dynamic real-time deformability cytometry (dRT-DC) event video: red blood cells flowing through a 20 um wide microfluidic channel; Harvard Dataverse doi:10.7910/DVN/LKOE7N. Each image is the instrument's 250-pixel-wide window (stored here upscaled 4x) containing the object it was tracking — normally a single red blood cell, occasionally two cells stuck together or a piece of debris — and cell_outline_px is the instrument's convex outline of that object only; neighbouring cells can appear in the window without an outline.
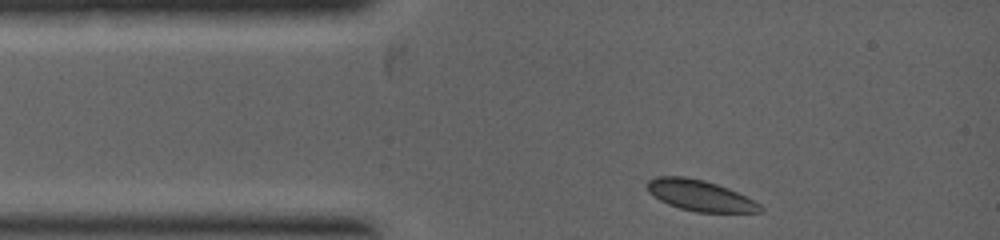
{"species": "common noctule bat (a hibernating species)", "species_latin": "Nyctalus noctula", "temperature_condition": "warm", "stored_images_in_passage": 3, "segment_of_instrument_passage": [1, 2], "camera_frame_rate_fps": 5000, "um_per_image_px": 0.085, "animal": {"sex": "female", "body_mass_g": 19.0, "forearm_length_mm": 53.3}, "frame": {"image": 1, "passage_image": 1, "time_ms": 0.0, "image_size_px": [1000, 240], "cell_outline_px": [[764, 212], [696, 212], [680, 208], [668, 204], [660, 200], [648, 192], [648, 180], [656, 176], [684, 176], [704, 180], [728, 188], [760, 204], [764, 208]], "centroid_in_image_um": [59.49, 16.62], "position_along_channel_um": 25.5, "area_um2": 20.17}}